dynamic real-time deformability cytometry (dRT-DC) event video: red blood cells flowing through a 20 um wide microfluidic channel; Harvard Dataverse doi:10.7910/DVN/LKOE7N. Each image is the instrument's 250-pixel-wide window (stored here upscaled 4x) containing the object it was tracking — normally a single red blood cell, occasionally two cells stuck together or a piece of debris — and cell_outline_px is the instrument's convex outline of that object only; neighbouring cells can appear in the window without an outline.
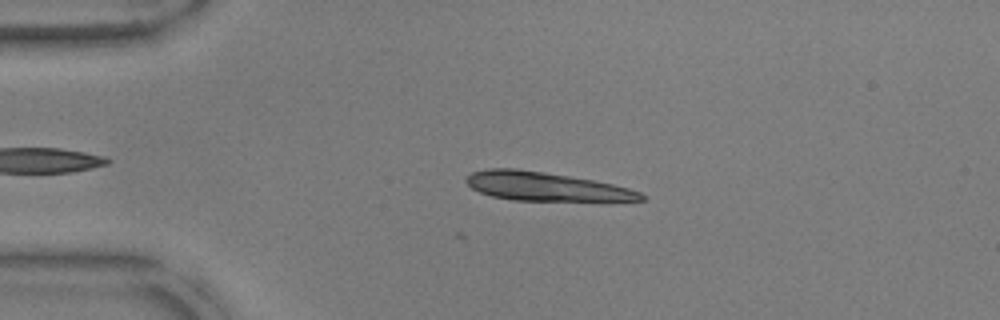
{"species": "common noctule bat (a hibernating species)", "species_latin": "Nyctalus noctula", "temperature_condition": "warm", "stored_images_in_passage": 16, "camera_frame_rate_fps": 3000, "um_per_image_px": 0.085, "animal": {"sex": "male", "body_mass_g": 17.9, "forearm_length_mm": 54.2}, "frame": {"image": 1, "passage_image": 11, "time_ms": 3.333, "image_size_px": [1000, 320], "cell_outline_px": [[644, 200], [512, 200], [492, 196], [480, 192], [472, 188], [464, 180], [472, 172], [488, 168], [516, 168], [544, 172], [592, 180], [612, 184], [628, 188], [640, 192], [644, 196]], "centroid_in_image_um": [46.31, 15.84], "position_along_channel_um": 38.7, "area_um2": 28.67}}